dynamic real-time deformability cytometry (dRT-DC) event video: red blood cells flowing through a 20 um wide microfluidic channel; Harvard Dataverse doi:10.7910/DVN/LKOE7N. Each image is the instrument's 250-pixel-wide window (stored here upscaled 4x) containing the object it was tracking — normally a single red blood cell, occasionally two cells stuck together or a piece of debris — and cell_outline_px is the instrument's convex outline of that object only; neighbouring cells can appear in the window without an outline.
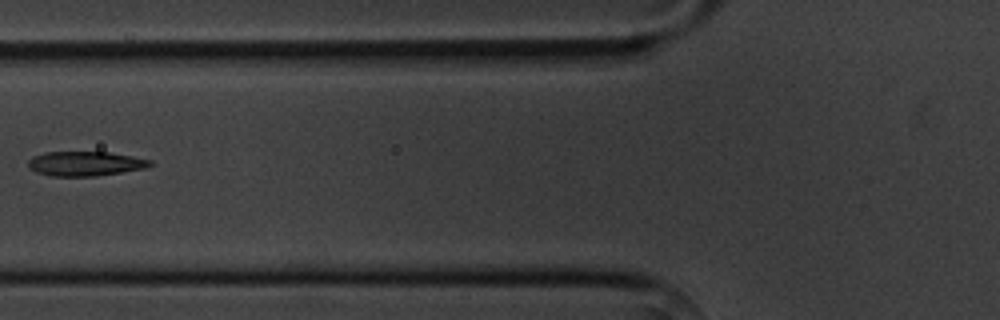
{"species": "common noctule bat (a hibernating species)", "species_latin": "Nyctalus noctula", "temperature_condition": "cold", "stored_images_in_passage": 5, "camera_frame_rate_fps": 3000, "um_per_image_px": 0.085, "animal": {"sex": "male", "body_mass_g": 20.1, "forearm_length_mm": 53.5}, "frame": {"image": 1, "passage_image": 4, "time_ms": 3.667, "image_size_px": [1000, 320], "cell_outline_px": [[152, 164], [144, 168], [96, 176], [52, 176], [36, 172], [28, 164], [28, 160], [32, 156], [44, 152], [108, 152], [132, 156], [152, 160]], "centroid_in_image_um": [7.23, 13.9], "position_along_channel_um": 118.6, "area_um2": 17.28}}
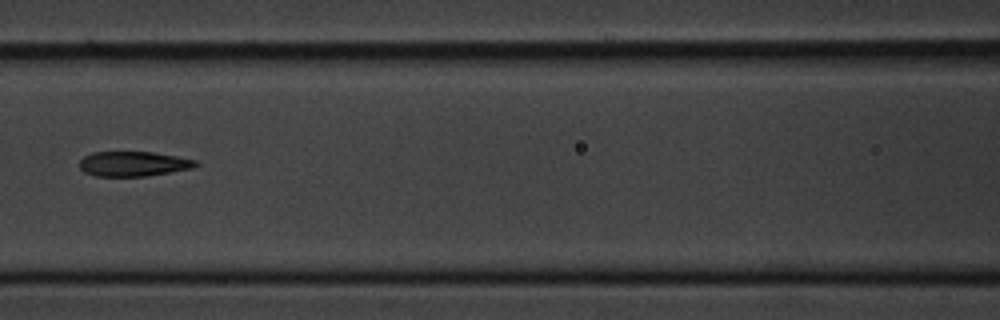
{"frame": {"image": 2, "passage_image": 5, "time_ms": 4.667, "image_size_px": [1000, 320], "cell_outline_px": [[200, 164], [192, 168], [148, 176], [96, 176], [84, 172], [80, 168], [80, 160], [84, 156], [92, 152], [152, 152], [176, 156], [196, 160]], "centroid_in_image_um": [11.33, 13.92], "position_along_channel_um": 155.3, "area_um2": 16.82}}